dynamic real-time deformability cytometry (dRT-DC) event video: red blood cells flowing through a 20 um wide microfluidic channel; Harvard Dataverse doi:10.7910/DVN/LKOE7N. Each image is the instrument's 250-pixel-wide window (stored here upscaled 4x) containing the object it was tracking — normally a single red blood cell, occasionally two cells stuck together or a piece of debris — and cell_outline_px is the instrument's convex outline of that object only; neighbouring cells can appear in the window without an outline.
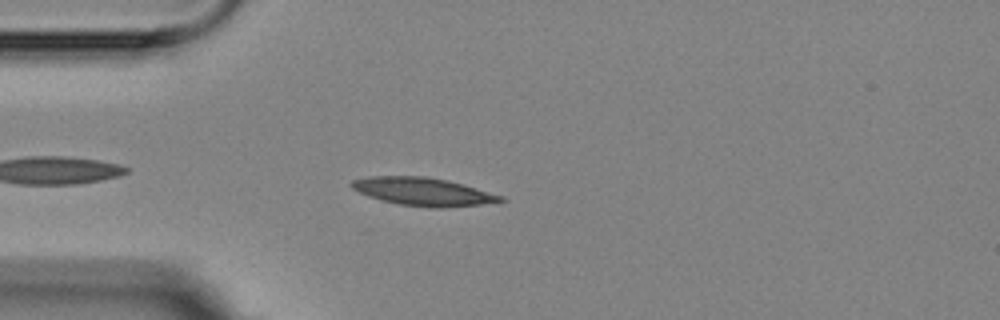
{"species": "Egyptian fruit bat (a non-hibernating species)", "species_latin": "Rousettus aegyptiacus", "temperature_condition": "room temperature", "stored_images_in_passage": 4, "camera_frame_rate_fps": 3000, "um_per_image_px": 0.085, "animal": {"sex": "female"}, "frame": {"image": 1, "passage_image": 4, "time_ms": 3.333, "image_size_px": [1000, 320], "cell_outline_px": [[508, 200], [480, 204], [440, 208], [428, 208], [400, 204], [380, 200], [368, 196], [352, 188], [348, 184], [352, 180], [368, 176], [424, 176], [448, 180], [464, 184], [504, 196]], "centroid_in_image_um": [35.96, 16.28], "position_along_channel_um": 49.0, "area_um2": 24.45}}